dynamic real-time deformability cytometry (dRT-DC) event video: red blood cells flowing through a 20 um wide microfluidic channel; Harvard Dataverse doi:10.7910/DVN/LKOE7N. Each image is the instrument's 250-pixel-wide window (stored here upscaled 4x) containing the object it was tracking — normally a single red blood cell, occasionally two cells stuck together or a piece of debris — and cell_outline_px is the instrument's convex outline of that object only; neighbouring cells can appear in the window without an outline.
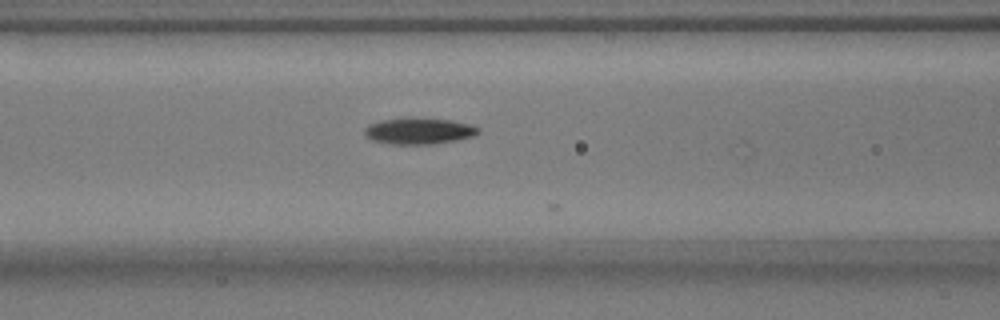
{"species": "common noctule bat (a hibernating species)", "species_latin": "Nyctalus noctula", "temperature_condition": "warm", "stored_images_in_passage": 19, "camera_frame_rate_fps": 3000, "um_per_image_px": 0.085, "animal": {"sex": "male", "body_mass_g": 17.9}, "frame": {"image": 1, "passage_image": 15, "time_ms": 4.667, "image_size_px": [1000, 320], "cell_outline_px": [[480, 132], [472, 136], [456, 140], [436, 144], [388, 144], [368, 140], [364, 136], [364, 128], [368, 124], [380, 120], [452, 120], [468, 124], [480, 128]], "centroid_in_image_um": [35.55, 11.18], "position_along_channel_um": 131.0, "area_um2": 16.99}}
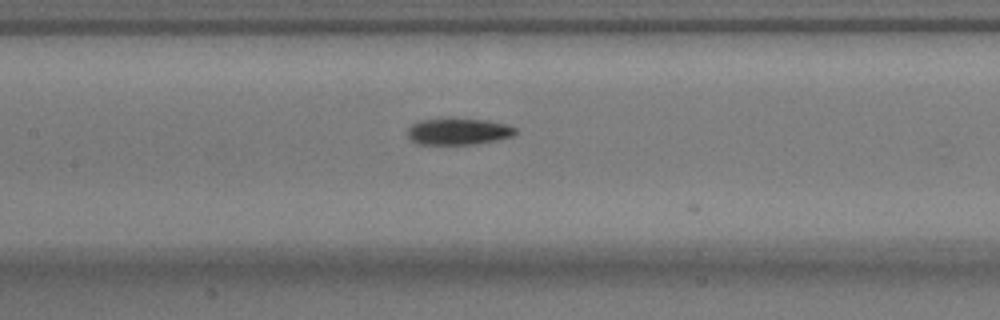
{"frame": {"image": 2, "passage_image": 18, "time_ms": 5.667, "image_size_px": [1000, 320], "cell_outline_px": [[516, 132], [512, 136], [500, 140], [476, 144], [416, 144], [408, 136], [408, 128], [412, 124], [420, 120], [448, 116], [452, 116], [488, 120], [508, 124], [516, 128]], "centroid_in_image_um": [38.97, 11.13], "position_along_channel_um": 168.4, "area_um2": 17.46}}